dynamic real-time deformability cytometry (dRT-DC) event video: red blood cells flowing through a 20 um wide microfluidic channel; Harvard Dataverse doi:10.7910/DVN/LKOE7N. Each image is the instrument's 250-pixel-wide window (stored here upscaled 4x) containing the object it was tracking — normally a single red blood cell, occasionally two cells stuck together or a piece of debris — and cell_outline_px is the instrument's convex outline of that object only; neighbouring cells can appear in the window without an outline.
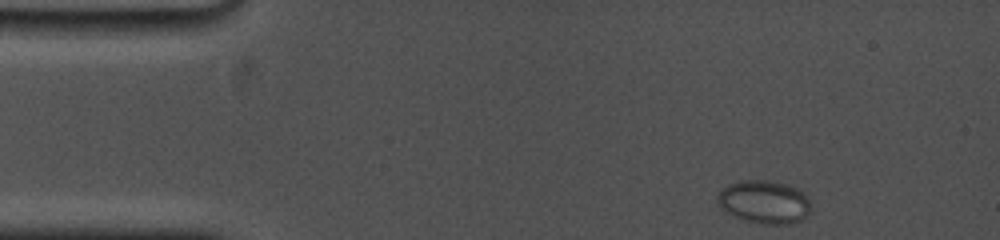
{"species": "common noctule bat (a hibernating species)", "species_latin": "Nyctalus noctula", "temperature_condition": "cold", "stored_images_in_passage": 40, "camera_frame_rate_fps": 5000, "um_per_image_px": 0.085, "animal": {"sex": "female", "body_mass_g": 19.0, "forearm_length_mm": 53.3}, "frame": {"image": 1, "passage_image": 1, "time_ms": 0.0, "image_size_px": [1000, 240], "cell_outline_px": [[812, 208], [804, 220], [788, 224], [760, 224], [744, 220], [732, 216], [724, 212], [716, 204], [716, 196], [728, 184], [740, 180], [764, 180], [788, 184], [800, 188], [808, 196]], "centroid_in_image_um": [64.97, 17.17], "position_along_channel_um": 20.0, "area_um2": 24.22}}
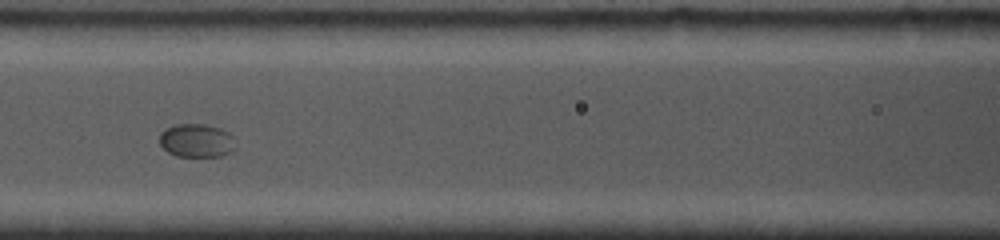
{"frame": {"image": 2, "passage_image": 17, "time_ms": 6.0, "image_size_px": [1000, 240], "cell_outline_px": [[236, 148], [220, 156], [176, 156], [168, 152], [160, 144], [160, 132], [176, 124], [204, 124], [220, 128], [236, 136]], "centroid_in_image_um": [16.75, 11.94], "position_along_channel_um": 149.8, "area_um2": 14.91}}
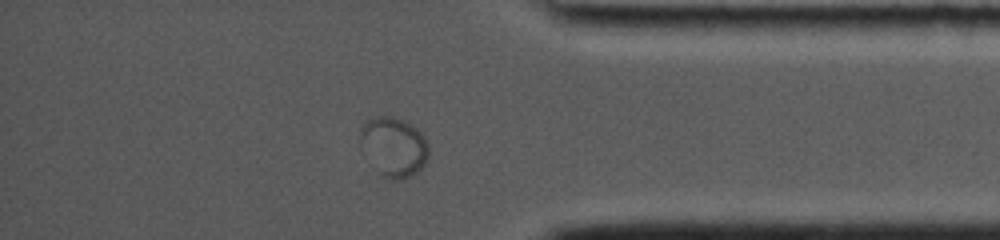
{"frame": {"image": 3, "passage_image": 35, "time_ms": 13.4, "image_size_px": [1000, 240], "cell_outline_px": [[428, 160], [416, 172], [404, 180], [388, 180], [380, 172], [360, 144], [360, 128], [372, 116], [392, 116], [404, 120], [416, 128], [424, 136], [428, 144]], "centroid_in_image_um": [33.49, 12.46], "position_along_channel_um": 401.7, "area_um2": 23.47}}